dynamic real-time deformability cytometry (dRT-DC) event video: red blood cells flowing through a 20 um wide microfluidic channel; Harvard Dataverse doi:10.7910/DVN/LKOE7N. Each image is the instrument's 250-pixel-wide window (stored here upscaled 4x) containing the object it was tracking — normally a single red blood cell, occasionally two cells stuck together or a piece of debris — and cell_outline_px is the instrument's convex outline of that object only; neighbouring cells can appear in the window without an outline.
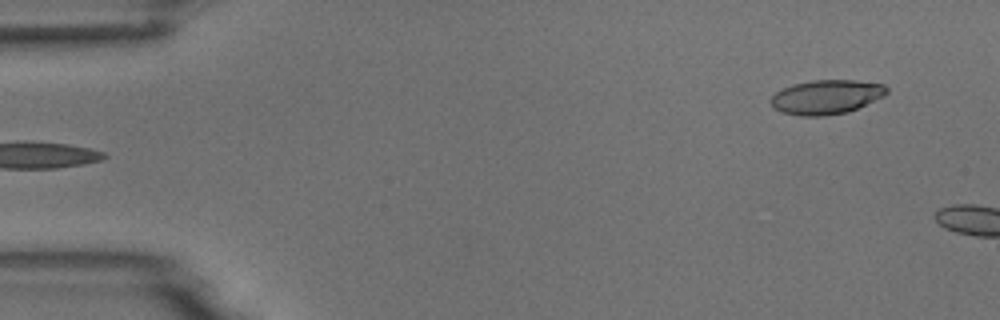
{"species": "common noctule bat (a hibernating species)", "species_latin": "Nyctalus noctula", "temperature_condition": "room temperature", "stored_images_in_passage": 6, "segment_of_instrument_passage": [2, 2], "camera_frame_rate_fps": 3000, "um_per_image_px": 0.085, "animal": {"sex": "male", "body_mass_g": 18.8}, "frame": {"image": 1, "passage_image": 6, "time_ms": 5.667, "image_size_px": [1000, 320], "cell_outline_px": [[888, 92], [884, 96], [848, 112], [824, 116], [800, 116], [784, 112], [776, 108], [772, 104], [772, 96], [776, 92], [792, 84], [812, 80], [856, 80], [884, 84], [888, 88]], "centroid_in_image_um": [70.28, 8.23], "position_along_channel_um": 14.7, "area_um2": 23.0}}